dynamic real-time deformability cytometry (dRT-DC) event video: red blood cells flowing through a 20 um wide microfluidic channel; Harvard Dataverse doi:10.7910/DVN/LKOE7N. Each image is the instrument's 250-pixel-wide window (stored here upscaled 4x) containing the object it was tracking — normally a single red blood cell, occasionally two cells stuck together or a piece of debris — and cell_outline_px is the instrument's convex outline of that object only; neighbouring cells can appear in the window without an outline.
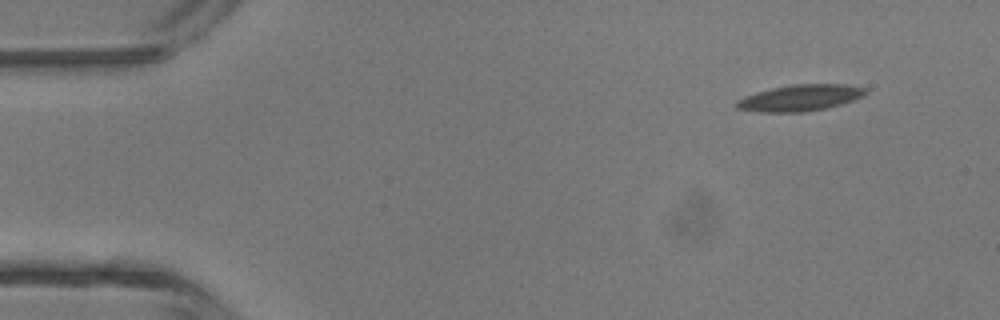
{"species": "common noctule bat (a hibernating species)", "species_latin": "Nyctalus noctula", "temperature_condition": "room temperature", "stored_images_in_passage": 5, "camera_frame_rate_fps": 3000, "um_per_image_px": 0.085, "animal": {"sex": "male", "body_mass_g": 13.3}, "frame": {"image": 1, "passage_image": 1, "time_ms": 0.0, "image_size_px": [1000, 320], "cell_outline_px": [[868, 92], [852, 100], [840, 104], [824, 108], [804, 112], [760, 112], [736, 108], [736, 100], [744, 96], [772, 88], [792, 84], [844, 84], [868, 88]], "centroid_in_image_um": [67.99, 8.31], "position_along_channel_um": 17.0, "area_um2": 19.59}}
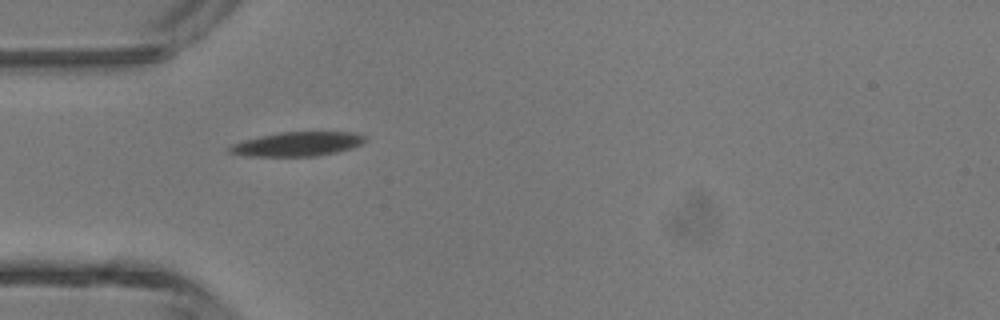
{"frame": {"image": 2, "passage_image": 4, "time_ms": 3.333, "image_size_px": [1000, 320], "cell_outline_px": [[364, 140], [360, 144], [352, 148], [336, 152], [312, 156], [248, 156], [228, 152], [228, 148], [232, 144], [244, 140], [260, 136], [280, 132], [352, 132], [364, 136]], "centroid_in_image_um": [25.24, 12.24], "position_along_channel_um": 59.8, "area_um2": 18.84}}
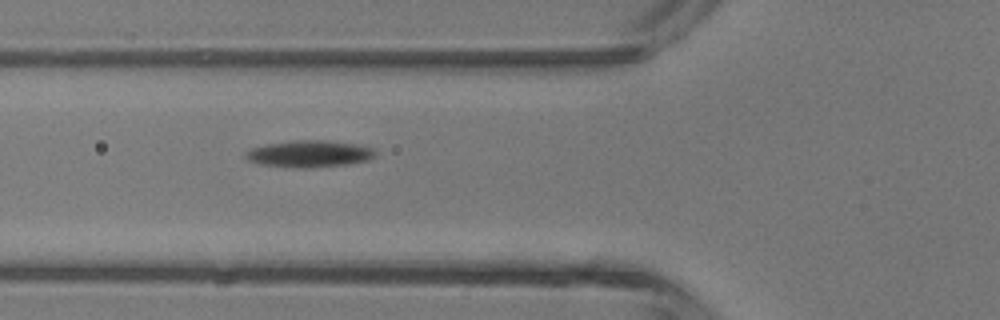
{"frame": {"image": 3, "passage_image": 5, "time_ms": 4.333, "image_size_px": [1000, 320], "cell_outline_px": [[376, 156], [368, 160], [348, 164], [308, 168], [300, 168], [260, 164], [248, 160], [244, 156], [244, 152], [252, 148], [268, 144], [296, 140], [324, 140], [360, 144], [376, 148]], "centroid_in_image_um": [26.35, 13.07], "position_along_channel_um": 99.4, "area_um2": 20.4}}